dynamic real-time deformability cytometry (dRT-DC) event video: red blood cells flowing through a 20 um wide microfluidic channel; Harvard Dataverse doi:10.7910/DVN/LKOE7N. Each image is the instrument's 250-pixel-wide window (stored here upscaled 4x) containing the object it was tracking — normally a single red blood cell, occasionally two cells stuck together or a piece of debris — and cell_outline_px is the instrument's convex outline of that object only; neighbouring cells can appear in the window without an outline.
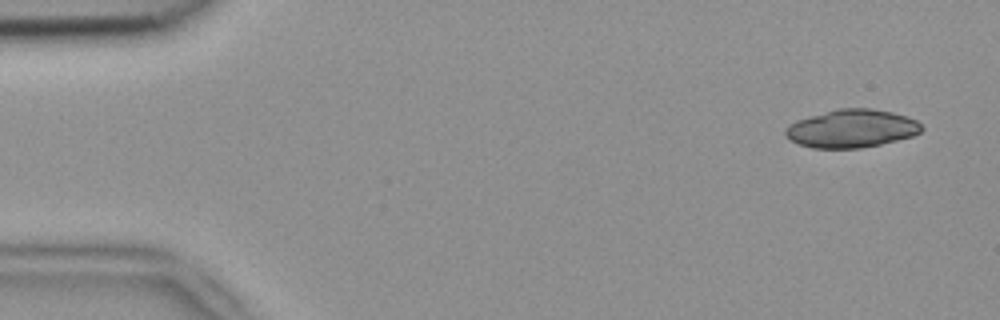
{"species": "common noctule bat (a hibernating species)", "species_latin": "Nyctalus noctula", "temperature_condition": "room temperature", "stored_images_in_passage": 4, "camera_frame_rate_fps": 3000, "um_per_image_px": 0.085, "animal": {"sex": "female", "body_mass_g": 18.4}, "frame": {"image": 1, "passage_image": 1, "time_ms": 0.0, "image_size_px": [1000, 320], "cell_outline_px": [[924, 128], [920, 132], [912, 136], [880, 144], [860, 148], [812, 148], [788, 140], [784, 136], [784, 128], [788, 124], [796, 120], [840, 108], [872, 108], [892, 112], [908, 116], [916, 120]], "centroid_in_image_um": [72.36, 10.93], "position_along_channel_um": 12.6, "area_um2": 30.29}}